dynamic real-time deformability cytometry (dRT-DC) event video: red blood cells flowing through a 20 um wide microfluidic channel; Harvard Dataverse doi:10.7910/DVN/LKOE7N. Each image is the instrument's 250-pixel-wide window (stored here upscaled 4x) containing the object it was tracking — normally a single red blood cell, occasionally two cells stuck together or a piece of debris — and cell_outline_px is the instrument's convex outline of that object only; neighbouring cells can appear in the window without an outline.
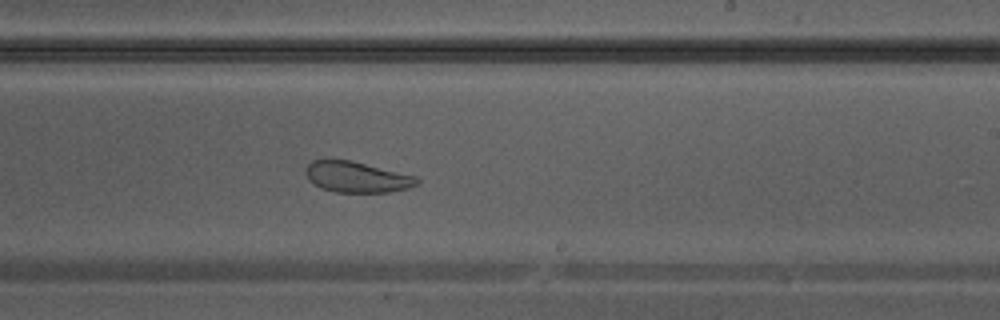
{"species": "Egyptian fruit bat (a non-hibernating species)", "species_latin": "Rousettus aegyptiacus", "temperature_condition": "warm", "stored_images_in_passage": 29, "segment_of_instrument_passage": [2, 2], "camera_frame_rate_fps": 3000, "um_per_image_px": 0.085, "animal": {"sex": "male"}, "frame": {"image": 1, "passage_image": 13, "time_ms": 4.0, "image_size_px": [1000, 320], "cell_outline_px": [[420, 180], [416, 184], [408, 188], [388, 192], [336, 192], [320, 188], [312, 184], [308, 180], [304, 172], [304, 168], [312, 160], [352, 160], [416, 176]], "centroid_in_image_um": [30.28, 15.04], "position_along_channel_um": 258.7, "area_um2": 20.11}}